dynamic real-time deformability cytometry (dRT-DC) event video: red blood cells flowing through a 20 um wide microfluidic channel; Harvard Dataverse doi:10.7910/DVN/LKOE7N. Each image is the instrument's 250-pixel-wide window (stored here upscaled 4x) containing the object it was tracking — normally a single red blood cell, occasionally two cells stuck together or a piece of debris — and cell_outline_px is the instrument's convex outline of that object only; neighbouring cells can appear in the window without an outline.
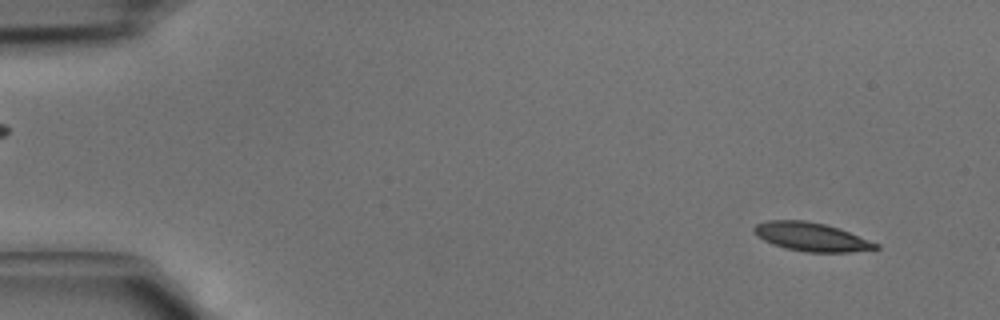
{"species": "common noctule bat (a hibernating species)", "species_latin": "Nyctalus noctula", "temperature_condition": "cold", "stored_images_in_passage": 3, "camera_frame_rate_fps": 3000, "um_per_image_px": 0.085, "animal": {"sex": "male", "body_mass_g": 15.6}, "frame": {"image": 1, "passage_image": 1, "time_ms": 0.0, "image_size_px": [1000, 320], "cell_outline_px": [[880, 248], [852, 252], [804, 252], [784, 248], [772, 244], [756, 236], [752, 228], [756, 224], [768, 220], [804, 220], [824, 224], [840, 228], [880, 244]], "centroid_in_image_um": [68.96, 20.13], "position_along_channel_um": 16.0, "area_um2": 20.46}}